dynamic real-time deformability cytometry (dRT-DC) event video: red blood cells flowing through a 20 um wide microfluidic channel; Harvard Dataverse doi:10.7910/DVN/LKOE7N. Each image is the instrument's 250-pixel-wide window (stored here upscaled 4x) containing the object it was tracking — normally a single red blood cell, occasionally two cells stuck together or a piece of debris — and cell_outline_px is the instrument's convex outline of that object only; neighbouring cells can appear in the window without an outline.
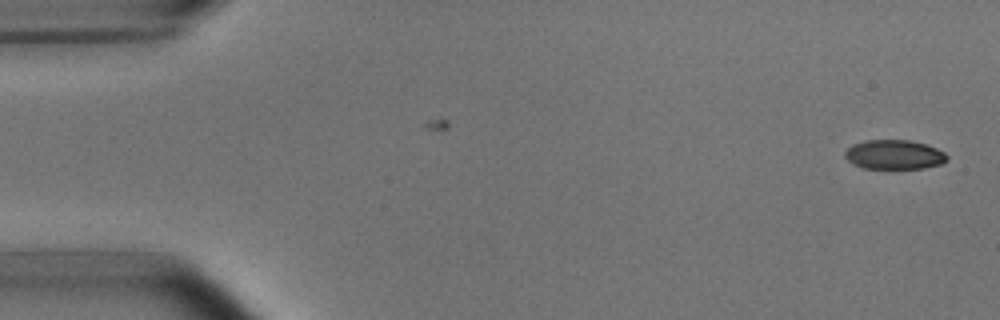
{"species": "common noctule bat (a hibernating species)", "species_latin": "Nyctalus noctula", "temperature_condition": "room temperature", "stored_images_in_passage": 2, "camera_frame_rate_fps": 3000, "um_per_image_px": 0.085, "animal": {"sex": "male", "body_mass_g": 15.6}, "frame": {"image": 1, "passage_image": 2, "time_ms": 1.0, "image_size_px": [1000, 320], "cell_outline_px": [[948, 160], [940, 164], [924, 168], [864, 168], [852, 164], [844, 156], [844, 152], [852, 144], [868, 140], [908, 140], [924, 144], [936, 148], [944, 152], [948, 156]], "centroid_in_image_um": [75.99, 13.14], "position_along_channel_um": 9.0, "area_um2": 17.4}}